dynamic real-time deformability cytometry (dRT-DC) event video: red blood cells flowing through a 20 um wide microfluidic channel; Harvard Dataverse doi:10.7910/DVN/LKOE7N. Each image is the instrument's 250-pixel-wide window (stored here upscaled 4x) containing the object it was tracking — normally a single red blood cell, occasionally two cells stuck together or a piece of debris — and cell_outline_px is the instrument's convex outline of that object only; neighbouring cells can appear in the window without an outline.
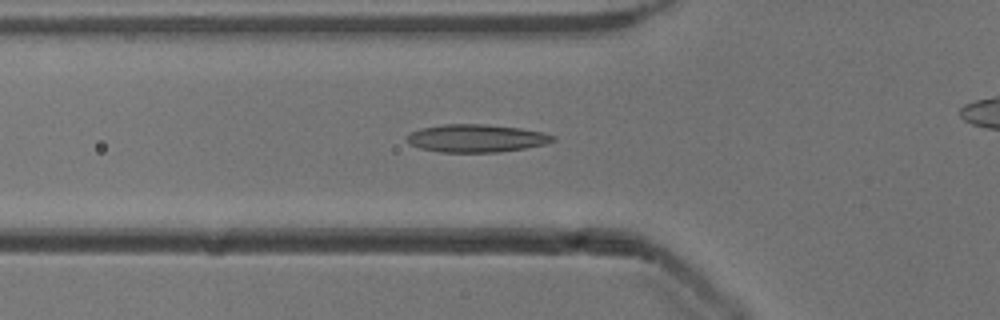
{"species": "common noctule bat (a hibernating species)", "species_latin": "Nyctalus noctula", "temperature_condition": "cold", "stored_images_in_passage": 34, "camera_frame_rate_fps": 3000, "um_per_image_px": 0.085, "animal": {"sex": "male", "body_mass_g": 13.3}, "frame": {"image": 1, "passage_image": 9, "time_ms": 2.667, "image_size_px": [1000, 320], "cell_outline_px": [[556, 140], [544, 144], [524, 148], [496, 152], [440, 152], [420, 148], [408, 144], [404, 136], [412, 132], [424, 128], [444, 124], [484, 124], [520, 128], [544, 132], [556, 136]], "centroid_in_image_um": [40.48, 11.75], "position_along_channel_um": 85.3, "area_um2": 23.64}}
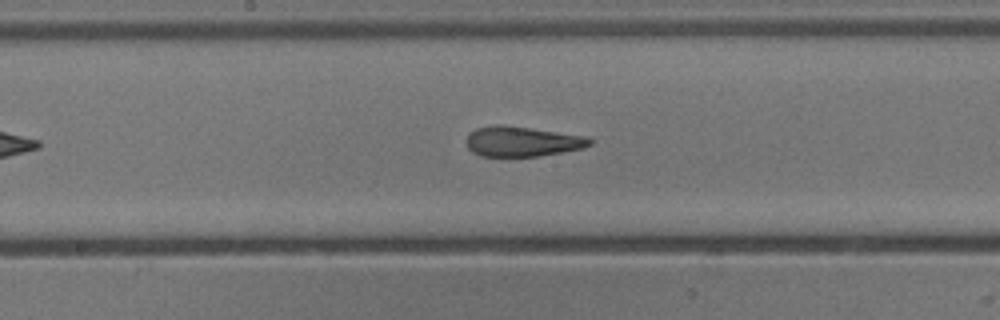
{"frame": {"image": 2, "passage_image": 18, "time_ms": 5.667, "image_size_px": [1000, 320], "cell_outline_px": [[592, 144], [580, 148], [540, 156], [480, 156], [472, 152], [468, 148], [468, 132], [476, 128], [500, 124], [584, 136], [592, 140]], "centroid_in_image_um": [44.33, 12.03], "position_along_channel_um": 203.9, "area_um2": 21.21}}
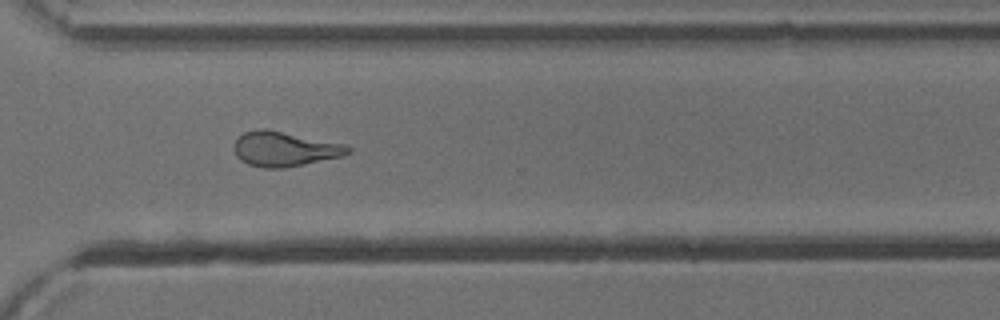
{"frame": {"image": 3, "passage_image": 29, "time_ms": 9.333, "image_size_px": [1000, 320], "cell_outline_px": [[352, 152], [344, 156], [284, 168], [264, 168], [248, 164], [240, 160], [236, 156], [236, 140], [244, 132], [264, 128], [348, 144], [352, 148]], "centroid_in_image_um": [24.27, 12.66], "position_along_channel_um": 346.3, "area_um2": 23.12}}